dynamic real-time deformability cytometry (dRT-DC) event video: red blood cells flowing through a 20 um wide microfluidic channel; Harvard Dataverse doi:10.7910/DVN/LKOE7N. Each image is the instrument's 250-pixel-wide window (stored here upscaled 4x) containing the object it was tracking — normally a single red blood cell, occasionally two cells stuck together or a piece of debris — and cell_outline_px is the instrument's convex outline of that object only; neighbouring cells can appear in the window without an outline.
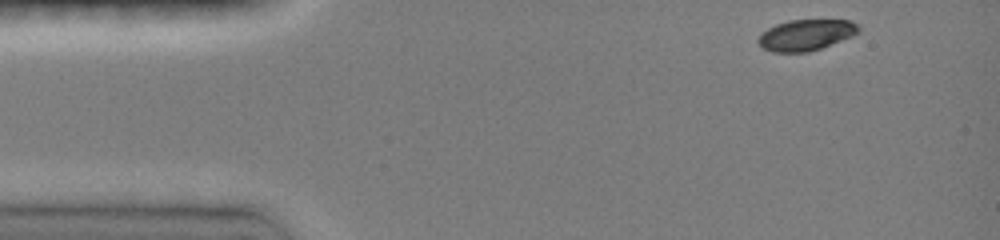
{"species": "common noctule bat (a hibernating species)", "species_latin": "Nyctalus noctula", "temperature_condition": "room temperature", "stored_images_in_passage": 39, "camera_frame_rate_fps": 3000, "um_per_image_px": 0.085, "animal": {"sex": "female", "body_mass_g": 19.0, "forearm_length_mm": 51.5}, "frame": {"image": 1, "passage_image": 1, "time_ms": 0.0, "image_size_px": [1000, 240], "cell_outline_px": [[860, 32], [852, 36], [820, 48], [808, 52], [772, 52], [764, 48], [756, 40], [760, 32], [776, 24], [788, 20], [852, 20], [860, 28]], "centroid_in_image_um": [68.49, 2.96], "position_along_channel_um": 16.5, "area_um2": 18.15}}
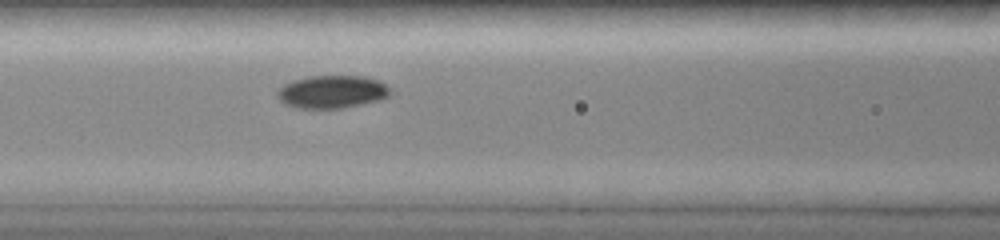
{"frame": {"image": 2, "passage_image": 16, "time_ms": 5.0, "image_size_px": [1000, 240], "cell_outline_px": [[392, 92], [384, 100], [344, 108], [296, 108], [284, 104], [276, 96], [276, 92], [284, 84], [292, 80], [308, 76], [364, 76], [380, 80], [392, 88]], "centroid_in_image_um": [28.27, 7.8], "position_along_channel_um": 138.3, "area_um2": 22.14}}
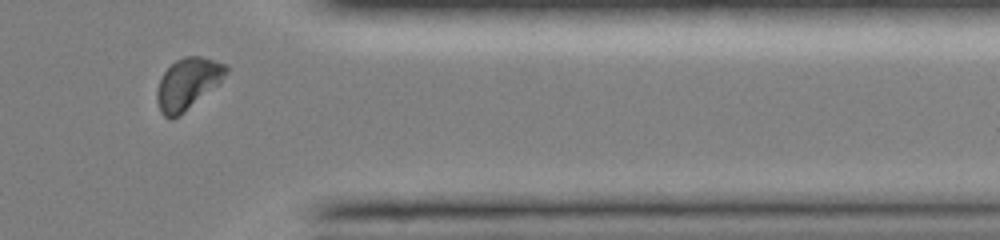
{"frame": {"image": 3, "passage_image": 35, "time_ms": 11.333, "image_size_px": [1000, 240], "cell_outline_px": [[228, 72], [220, 84], [180, 116], [172, 120], [168, 120], [160, 112], [156, 100], [156, 92], [160, 80], [164, 72], [176, 60], [184, 56], [200, 56], [228, 64]], "centroid_in_image_um": [15.97, 7.14], "position_along_channel_um": 395.4, "area_um2": 21.1}, "authors_computed_cell_mechanics": {"area_um2": 20.6924, "velocity_mm_per_s": 4.1081, "shape_relaxation_time_tau1_ms": 3.0476, "shape_relaxation_time_tau2_ms": null, "deformation_change_tau1": 0.1353, "deformation_change_tau2": null}}